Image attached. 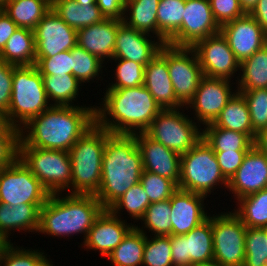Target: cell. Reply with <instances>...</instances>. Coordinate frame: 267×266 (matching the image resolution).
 <instances>
[{
    "label": "cell",
    "instance_id": "33",
    "mask_svg": "<svg viewBox=\"0 0 267 266\" xmlns=\"http://www.w3.org/2000/svg\"><path fill=\"white\" fill-rule=\"evenodd\" d=\"M240 71L237 91L267 88V43L240 63Z\"/></svg>",
    "mask_w": 267,
    "mask_h": 266
},
{
    "label": "cell",
    "instance_id": "54",
    "mask_svg": "<svg viewBox=\"0 0 267 266\" xmlns=\"http://www.w3.org/2000/svg\"><path fill=\"white\" fill-rule=\"evenodd\" d=\"M267 33V0H258L257 5L249 13Z\"/></svg>",
    "mask_w": 267,
    "mask_h": 266
},
{
    "label": "cell",
    "instance_id": "52",
    "mask_svg": "<svg viewBox=\"0 0 267 266\" xmlns=\"http://www.w3.org/2000/svg\"><path fill=\"white\" fill-rule=\"evenodd\" d=\"M126 0H97V6L105 18L122 20Z\"/></svg>",
    "mask_w": 267,
    "mask_h": 266
},
{
    "label": "cell",
    "instance_id": "16",
    "mask_svg": "<svg viewBox=\"0 0 267 266\" xmlns=\"http://www.w3.org/2000/svg\"><path fill=\"white\" fill-rule=\"evenodd\" d=\"M231 82V80L223 78L206 76L201 78L195 95L184 107L195 111L194 119H197L198 125L203 124L204 126L212 123L237 92V90H232L231 85L234 83Z\"/></svg>",
    "mask_w": 267,
    "mask_h": 266
},
{
    "label": "cell",
    "instance_id": "47",
    "mask_svg": "<svg viewBox=\"0 0 267 266\" xmlns=\"http://www.w3.org/2000/svg\"><path fill=\"white\" fill-rule=\"evenodd\" d=\"M39 250L16 247L8 242L0 253V266H36L46 255Z\"/></svg>",
    "mask_w": 267,
    "mask_h": 266
},
{
    "label": "cell",
    "instance_id": "62",
    "mask_svg": "<svg viewBox=\"0 0 267 266\" xmlns=\"http://www.w3.org/2000/svg\"><path fill=\"white\" fill-rule=\"evenodd\" d=\"M46 1H48L50 4H52V2H53L54 0H46Z\"/></svg>",
    "mask_w": 267,
    "mask_h": 266
},
{
    "label": "cell",
    "instance_id": "27",
    "mask_svg": "<svg viewBox=\"0 0 267 266\" xmlns=\"http://www.w3.org/2000/svg\"><path fill=\"white\" fill-rule=\"evenodd\" d=\"M212 124L216 127L244 133L253 142L257 136L252 131L250 112L247 102L243 95L238 91L228 101Z\"/></svg>",
    "mask_w": 267,
    "mask_h": 266
},
{
    "label": "cell",
    "instance_id": "60",
    "mask_svg": "<svg viewBox=\"0 0 267 266\" xmlns=\"http://www.w3.org/2000/svg\"><path fill=\"white\" fill-rule=\"evenodd\" d=\"M7 242L0 236V252L2 251V248Z\"/></svg>",
    "mask_w": 267,
    "mask_h": 266
},
{
    "label": "cell",
    "instance_id": "18",
    "mask_svg": "<svg viewBox=\"0 0 267 266\" xmlns=\"http://www.w3.org/2000/svg\"><path fill=\"white\" fill-rule=\"evenodd\" d=\"M220 32L240 63L267 43V33L249 13L221 25Z\"/></svg>",
    "mask_w": 267,
    "mask_h": 266
},
{
    "label": "cell",
    "instance_id": "19",
    "mask_svg": "<svg viewBox=\"0 0 267 266\" xmlns=\"http://www.w3.org/2000/svg\"><path fill=\"white\" fill-rule=\"evenodd\" d=\"M133 135L142 154L143 170L168 178L178 186L181 155L153 140L145 132Z\"/></svg>",
    "mask_w": 267,
    "mask_h": 266
},
{
    "label": "cell",
    "instance_id": "5",
    "mask_svg": "<svg viewBox=\"0 0 267 266\" xmlns=\"http://www.w3.org/2000/svg\"><path fill=\"white\" fill-rule=\"evenodd\" d=\"M106 129L96 123L68 151L71 159V190L68 194L95 195L102 176Z\"/></svg>",
    "mask_w": 267,
    "mask_h": 266
},
{
    "label": "cell",
    "instance_id": "39",
    "mask_svg": "<svg viewBox=\"0 0 267 266\" xmlns=\"http://www.w3.org/2000/svg\"><path fill=\"white\" fill-rule=\"evenodd\" d=\"M171 202L170 199L150 203L143 218V227L151 231L154 236L171 235L172 223L170 220Z\"/></svg>",
    "mask_w": 267,
    "mask_h": 266
},
{
    "label": "cell",
    "instance_id": "48",
    "mask_svg": "<svg viewBox=\"0 0 267 266\" xmlns=\"http://www.w3.org/2000/svg\"><path fill=\"white\" fill-rule=\"evenodd\" d=\"M35 65L41 75L72 74L71 50L52 57H35Z\"/></svg>",
    "mask_w": 267,
    "mask_h": 266
},
{
    "label": "cell",
    "instance_id": "59",
    "mask_svg": "<svg viewBox=\"0 0 267 266\" xmlns=\"http://www.w3.org/2000/svg\"><path fill=\"white\" fill-rule=\"evenodd\" d=\"M195 266H223V265L213 261V262H210V263L199 264V265H195Z\"/></svg>",
    "mask_w": 267,
    "mask_h": 266
},
{
    "label": "cell",
    "instance_id": "22",
    "mask_svg": "<svg viewBox=\"0 0 267 266\" xmlns=\"http://www.w3.org/2000/svg\"><path fill=\"white\" fill-rule=\"evenodd\" d=\"M127 224L109 209H104L90 228L84 248L98 250L102 256L108 257L135 226Z\"/></svg>",
    "mask_w": 267,
    "mask_h": 266
},
{
    "label": "cell",
    "instance_id": "21",
    "mask_svg": "<svg viewBox=\"0 0 267 266\" xmlns=\"http://www.w3.org/2000/svg\"><path fill=\"white\" fill-rule=\"evenodd\" d=\"M205 198L207 196L179 188L173 193L170 197L171 235H185L209 217L205 212Z\"/></svg>",
    "mask_w": 267,
    "mask_h": 266
},
{
    "label": "cell",
    "instance_id": "23",
    "mask_svg": "<svg viewBox=\"0 0 267 266\" xmlns=\"http://www.w3.org/2000/svg\"><path fill=\"white\" fill-rule=\"evenodd\" d=\"M150 38L153 37L122 23L116 34L113 59H127L146 66L164 45L155 37Z\"/></svg>",
    "mask_w": 267,
    "mask_h": 266
},
{
    "label": "cell",
    "instance_id": "25",
    "mask_svg": "<svg viewBox=\"0 0 267 266\" xmlns=\"http://www.w3.org/2000/svg\"><path fill=\"white\" fill-rule=\"evenodd\" d=\"M122 20L106 18L102 22L77 30V45L102 62L113 59L116 34Z\"/></svg>",
    "mask_w": 267,
    "mask_h": 266
},
{
    "label": "cell",
    "instance_id": "28",
    "mask_svg": "<svg viewBox=\"0 0 267 266\" xmlns=\"http://www.w3.org/2000/svg\"><path fill=\"white\" fill-rule=\"evenodd\" d=\"M51 8L66 24L75 30L106 19L97 3L82 6L76 0H54Z\"/></svg>",
    "mask_w": 267,
    "mask_h": 266
},
{
    "label": "cell",
    "instance_id": "49",
    "mask_svg": "<svg viewBox=\"0 0 267 266\" xmlns=\"http://www.w3.org/2000/svg\"><path fill=\"white\" fill-rule=\"evenodd\" d=\"M209 2L213 17L219 26L247 14L239 0H209Z\"/></svg>",
    "mask_w": 267,
    "mask_h": 266
},
{
    "label": "cell",
    "instance_id": "14",
    "mask_svg": "<svg viewBox=\"0 0 267 266\" xmlns=\"http://www.w3.org/2000/svg\"><path fill=\"white\" fill-rule=\"evenodd\" d=\"M220 32L209 0H186L180 29L168 40L169 45L193 47L198 41Z\"/></svg>",
    "mask_w": 267,
    "mask_h": 266
},
{
    "label": "cell",
    "instance_id": "29",
    "mask_svg": "<svg viewBox=\"0 0 267 266\" xmlns=\"http://www.w3.org/2000/svg\"><path fill=\"white\" fill-rule=\"evenodd\" d=\"M35 57L34 30L20 27L7 40L5 48L0 53L1 60L15 66L34 65Z\"/></svg>",
    "mask_w": 267,
    "mask_h": 266
},
{
    "label": "cell",
    "instance_id": "15",
    "mask_svg": "<svg viewBox=\"0 0 267 266\" xmlns=\"http://www.w3.org/2000/svg\"><path fill=\"white\" fill-rule=\"evenodd\" d=\"M192 48L197 54L203 76L231 80L240 70V62L221 32L198 41Z\"/></svg>",
    "mask_w": 267,
    "mask_h": 266
},
{
    "label": "cell",
    "instance_id": "58",
    "mask_svg": "<svg viewBox=\"0 0 267 266\" xmlns=\"http://www.w3.org/2000/svg\"><path fill=\"white\" fill-rule=\"evenodd\" d=\"M82 6L92 5L96 3L97 0H76Z\"/></svg>",
    "mask_w": 267,
    "mask_h": 266
},
{
    "label": "cell",
    "instance_id": "12",
    "mask_svg": "<svg viewBox=\"0 0 267 266\" xmlns=\"http://www.w3.org/2000/svg\"><path fill=\"white\" fill-rule=\"evenodd\" d=\"M167 66L176 98L185 107L203 77L197 54L192 47L167 44Z\"/></svg>",
    "mask_w": 267,
    "mask_h": 266
},
{
    "label": "cell",
    "instance_id": "43",
    "mask_svg": "<svg viewBox=\"0 0 267 266\" xmlns=\"http://www.w3.org/2000/svg\"><path fill=\"white\" fill-rule=\"evenodd\" d=\"M247 102L252 131L258 135L267 129V88L238 91Z\"/></svg>",
    "mask_w": 267,
    "mask_h": 266
},
{
    "label": "cell",
    "instance_id": "20",
    "mask_svg": "<svg viewBox=\"0 0 267 266\" xmlns=\"http://www.w3.org/2000/svg\"><path fill=\"white\" fill-rule=\"evenodd\" d=\"M267 188V156L254 145L244 156L241 166L228 181L236 200Z\"/></svg>",
    "mask_w": 267,
    "mask_h": 266
},
{
    "label": "cell",
    "instance_id": "61",
    "mask_svg": "<svg viewBox=\"0 0 267 266\" xmlns=\"http://www.w3.org/2000/svg\"><path fill=\"white\" fill-rule=\"evenodd\" d=\"M6 2H7V0H0V10L3 9V7L5 6Z\"/></svg>",
    "mask_w": 267,
    "mask_h": 266
},
{
    "label": "cell",
    "instance_id": "36",
    "mask_svg": "<svg viewBox=\"0 0 267 266\" xmlns=\"http://www.w3.org/2000/svg\"><path fill=\"white\" fill-rule=\"evenodd\" d=\"M41 76L49 101H54L52 105L75 106L73 100L75 101L79 95L80 86H82L77 78L72 74Z\"/></svg>",
    "mask_w": 267,
    "mask_h": 266
},
{
    "label": "cell",
    "instance_id": "32",
    "mask_svg": "<svg viewBox=\"0 0 267 266\" xmlns=\"http://www.w3.org/2000/svg\"><path fill=\"white\" fill-rule=\"evenodd\" d=\"M146 231L134 226L108 256L114 266H142Z\"/></svg>",
    "mask_w": 267,
    "mask_h": 266
},
{
    "label": "cell",
    "instance_id": "37",
    "mask_svg": "<svg viewBox=\"0 0 267 266\" xmlns=\"http://www.w3.org/2000/svg\"><path fill=\"white\" fill-rule=\"evenodd\" d=\"M186 0H160L157 10V40L167 44L180 29Z\"/></svg>",
    "mask_w": 267,
    "mask_h": 266
},
{
    "label": "cell",
    "instance_id": "44",
    "mask_svg": "<svg viewBox=\"0 0 267 266\" xmlns=\"http://www.w3.org/2000/svg\"><path fill=\"white\" fill-rule=\"evenodd\" d=\"M115 60V83H109L108 88H132L144 84L145 66L138 62L127 59H111ZM118 61V62H117Z\"/></svg>",
    "mask_w": 267,
    "mask_h": 266
},
{
    "label": "cell",
    "instance_id": "42",
    "mask_svg": "<svg viewBox=\"0 0 267 266\" xmlns=\"http://www.w3.org/2000/svg\"><path fill=\"white\" fill-rule=\"evenodd\" d=\"M150 237L146 235L142 265L173 266L170 235Z\"/></svg>",
    "mask_w": 267,
    "mask_h": 266
},
{
    "label": "cell",
    "instance_id": "2",
    "mask_svg": "<svg viewBox=\"0 0 267 266\" xmlns=\"http://www.w3.org/2000/svg\"><path fill=\"white\" fill-rule=\"evenodd\" d=\"M106 89L102 104L95 107V123L111 134L145 132L162 110L144 85Z\"/></svg>",
    "mask_w": 267,
    "mask_h": 266
},
{
    "label": "cell",
    "instance_id": "30",
    "mask_svg": "<svg viewBox=\"0 0 267 266\" xmlns=\"http://www.w3.org/2000/svg\"><path fill=\"white\" fill-rule=\"evenodd\" d=\"M159 1L126 0L122 19L123 23L148 35L152 32L151 34L153 36L155 34V38H157V10Z\"/></svg>",
    "mask_w": 267,
    "mask_h": 266
},
{
    "label": "cell",
    "instance_id": "53",
    "mask_svg": "<svg viewBox=\"0 0 267 266\" xmlns=\"http://www.w3.org/2000/svg\"><path fill=\"white\" fill-rule=\"evenodd\" d=\"M18 29V26L12 21V19L0 10V53L6 46L7 40Z\"/></svg>",
    "mask_w": 267,
    "mask_h": 266
},
{
    "label": "cell",
    "instance_id": "1",
    "mask_svg": "<svg viewBox=\"0 0 267 266\" xmlns=\"http://www.w3.org/2000/svg\"><path fill=\"white\" fill-rule=\"evenodd\" d=\"M94 124L95 105H52L20 128V143L35 148L69 151Z\"/></svg>",
    "mask_w": 267,
    "mask_h": 266
},
{
    "label": "cell",
    "instance_id": "6",
    "mask_svg": "<svg viewBox=\"0 0 267 266\" xmlns=\"http://www.w3.org/2000/svg\"><path fill=\"white\" fill-rule=\"evenodd\" d=\"M49 102L36 65H13L10 105L1 120L20 129L31 118L50 108Z\"/></svg>",
    "mask_w": 267,
    "mask_h": 266
},
{
    "label": "cell",
    "instance_id": "17",
    "mask_svg": "<svg viewBox=\"0 0 267 266\" xmlns=\"http://www.w3.org/2000/svg\"><path fill=\"white\" fill-rule=\"evenodd\" d=\"M36 57H52L77 45V30L51 8L34 29Z\"/></svg>",
    "mask_w": 267,
    "mask_h": 266
},
{
    "label": "cell",
    "instance_id": "31",
    "mask_svg": "<svg viewBox=\"0 0 267 266\" xmlns=\"http://www.w3.org/2000/svg\"><path fill=\"white\" fill-rule=\"evenodd\" d=\"M50 9L46 0H7L2 10L18 27L34 30Z\"/></svg>",
    "mask_w": 267,
    "mask_h": 266
},
{
    "label": "cell",
    "instance_id": "56",
    "mask_svg": "<svg viewBox=\"0 0 267 266\" xmlns=\"http://www.w3.org/2000/svg\"><path fill=\"white\" fill-rule=\"evenodd\" d=\"M241 7L246 13H250L257 5L258 0H239Z\"/></svg>",
    "mask_w": 267,
    "mask_h": 266
},
{
    "label": "cell",
    "instance_id": "41",
    "mask_svg": "<svg viewBox=\"0 0 267 266\" xmlns=\"http://www.w3.org/2000/svg\"><path fill=\"white\" fill-rule=\"evenodd\" d=\"M243 266H267V228L247 227Z\"/></svg>",
    "mask_w": 267,
    "mask_h": 266
},
{
    "label": "cell",
    "instance_id": "26",
    "mask_svg": "<svg viewBox=\"0 0 267 266\" xmlns=\"http://www.w3.org/2000/svg\"><path fill=\"white\" fill-rule=\"evenodd\" d=\"M44 204L11 205L0 202V236L8 243L11 231L38 232L40 209Z\"/></svg>",
    "mask_w": 267,
    "mask_h": 266
},
{
    "label": "cell",
    "instance_id": "45",
    "mask_svg": "<svg viewBox=\"0 0 267 266\" xmlns=\"http://www.w3.org/2000/svg\"><path fill=\"white\" fill-rule=\"evenodd\" d=\"M20 129L0 121V169L13 164L19 157Z\"/></svg>",
    "mask_w": 267,
    "mask_h": 266
},
{
    "label": "cell",
    "instance_id": "35",
    "mask_svg": "<svg viewBox=\"0 0 267 266\" xmlns=\"http://www.w3.org/2000/svg\"><path fill=\"white\" fill-rule=\"evenodd\" d=\"M234 213L246 227L267 228V188L237 200Z\"/></svg>",
    "mask_w": 267,
    "mask_h": 266
},
{
    "label": "cell",
    "instance_id": "7",
    "mask_svg": "<svg viewBox=\"0 0 267 266\" xmlns=\"http://www.w3.org/2000/svg\"><path fill=\"white\" fill-rule=\"evenodd\" d=\"M217 185H224L226 189L228 180L220 170L213 149L202 138L181 154L178 188L207 196Z\"/></svg>",
    "mask_w": 267,
    "mask_h": 266
},
{
    "label": "cell",
    "instance_id": "8",
    "mask_svg": "<svg viewBox=\"0 0 267 266\" xmlns=\"http://www.w3.org/2000/svg\"><path fill=\"white\" fill-rule=\"evenodd\" d=\"M50 194L70 189L72 168L68 151L23 146L19 157Z\"/></svg>",
    "mask_w": 267,
    "mask_h": 266
},
{
    "label": "cell",
    "instance_id": "24",
    "mask_svg": "<svg viewBox=\"0 0 267 266\" xmlns=\"http://www.w3.org/2000/svg\"><path fill=\"white\" fill-rule=\"evenodd\" d=\"M154 100L162 109H178L184 107L176 98L167 66V44L145 66L144 84Z\"/></svg>",
    "mask_w": 267,
    "mask_h": 266
},
{
    "label": "cell",
    "instance_id": "9",
    "mask_svg": "<svg viewBox=\"0 0 267 266\" xmlns=\"http://www.w3.org/2000/svg\"><path fill=\"white\" fill-rule=\"evenodd\" d=\"M182 113L180 108L162 109L145 133L180 155L186 153L202 139V128L192 117Z\"/></svg>",
    "mask_w": 267,
    "mask_h": 266
},
{
    "label": "cell",
    "instance_id": "4",
    "mask_svg": "<svg viewBox=\"0 0 267 266\" xmlns=\"http://www.w3.org/2000/svg\"><path fill=\"white\" fill-rule=\"evenodd\" d=\"M50 194L40 209L38 233L60 238L83 234L85 242L90 228L104 210L95 195Z\"/></svg>",
    "mask_w": 267,
    "mask_h": 266
},
{
    "label": "cell",
    "instance_id": "10",
    "mask_svg": "<svg viewBox=\"0 0 267 266\" xmlns=\"http://www.w3.org/2000/svg\"><path fill=\"white\" fill-rule=\"evenodd\" d=\"M232 212L212 215L213 261L223 266H243L247 227Z\"/></svg>",
    "mask_w": 267,
    "mask_h": 266
},
{
    "label": "cell",
    "instance_id": "57",
    "mask_svg": "<svg viewBox=\"0 0 267 266\" xmlns=\"http://www.w3.org/2000/svg\"><path fill=\"white\" fill-rule=\"evenodd\" d=\"M52 263L53 262L45 256L36 266H53Z\"/></svg>",
    "mask_w": 267,
    "mask_h": 266
},
{
    "label": "cell",
    "instance_id": "13",
    "mask_svg": "<svg viewBox=\"0 0 267 266\" xmlns=\"http://www.w3.org/2000/svg\"><path fill=\"white\" fill-rule=\"evenodd\" d=\"M173 266H195L213 262L212 216L185 235H170Z\"/></svg>",
    "mask_w": 267,
    "mask_h": 266
},
{
    "label": "cell",
    "instance_id": "51",
    "mask_svg": "<svg viewBox=\"0 0 267 266\" xmlns=\"http://www.w3.org/2000/svg\"><path fill=\"white\" fill-rule=\"evenodd\" d=\"M13 65L0 59V118L8 111L12 93Z\"/></svg>",
    "mask_w": 267,
    "mask_h": 266
},
{
    "label": "cell",
    "instance_id": "50",
    "mask_svg": "<svg viewBox=\"0 0 267 266\" xmlns=\"http://www.w3.org/2000/svg\"><path fill=\"white\" fill-rule=\"evenodd\" d=\"M248 151H214L220 170L229 181L241 166Z\"/></svg>",
    "mask_w": 267,
    "mask_h": 266
},
{
    "label": "cell",
    "instance_id": "11",
    "mask_svg": "<svg viewBox=\"0 0 267 266\" xmlns=\"http://www.w3.org/2000/svg\"><path fill=\"white\" fill-rule=\"evenodd\" d=\"M50 193L18 158L0 169V202L4 204H45Z\"/></svg>",
    "mask_w": 267,
    "mask_h": 266
},
{
    "label": "cell",
    "instance_id": "3",
    "mask_svg": "<svg viewBox=\"0 0 267 266\" xmlns=\"http://www.w3.org/2000/svg\"><path fill=\"white\" fill-rule=\"evenodd\" d=\"M143 172L142 154L134 135L111 134L106 130L102 158V176L95 194L104 209H109L133 185Z\"/></svg>",
    "mask_w": 267,
    "mask_h": 266
},
{
    "label": "cell",
    "instance_id": "55",
    "mask_svg": "<svg viewBox=\"0 0 267 266\" xmlns=\"http://www.w3.org/2000/svg\"><path fill=\"white\" fill-rule=\"evenodd\" d=\"M254 146L267 156V129L262 130L256 136Z\"/></svg>",
    "mask_w": 267,
    "mask_h": 266
},
{
    "label": "cell",
    "instance_id": "40",
    "mask_svg": "<svg viewBox=\"0 0 267 266\" xmlns=\"http://www.w3.org/2000/svg\"><path fill=\"white\" fill-rule=\"evenodd\" d=\"M72 75L77 78L81 84L93 81L99 77L103 71L104 64L93 54L76 45L72 50ZM102 69V70H101Z\"/></svg>",
    "mask_w": 267,
    "mask_h": 266
},
{
    "label": "cell",
    "instance_id": "46",
    "mask_svg": "<svg viewBox=\"0 0 267 266\" xmlns=\"http://www.w3.org/2000/svg\"><path fill=\"white\" fill-rule=\"evenodd\" d=\"M140 183L147 193L150 203L170 199L178 189V186L172 180L144 170L141 174Z\"/></svg>",
    "mask_w": 267,
    "mask_h": 266
},
{
    "label": "cell",
    "instance_id": "38",
    "mask_svg": "<svg viewBox=\"0 0 267 266\" xmlns=\"http://www.w3.org/2000/svg\"><path fill=\"white\" fill-rule=\"evenodd\" d=\"M149 205V197L139 182L127 190L124 195L109 208V210L114 215L121 218V215H119L121 210L126 209L133 219L141 221Z\"/></svg>",
    "mask_w": 267,
    "mask_h": 266
},
{
    "label": "cell",
    "instance_id": "34",
    "mask_svg": "<svg viewBox=\"0 0 267 266\" xmlns=\"http://www.w3.org/2000/svg\"><path fill=\"white\" fill-rule=\"evenodd\" d=\"M205 126L202 138L213 151H248L254 145L244 133L216 127L212 123Z\"/></svg>",
    "mask_w": 267,
    "mask_h": 266
}]
</instances>
